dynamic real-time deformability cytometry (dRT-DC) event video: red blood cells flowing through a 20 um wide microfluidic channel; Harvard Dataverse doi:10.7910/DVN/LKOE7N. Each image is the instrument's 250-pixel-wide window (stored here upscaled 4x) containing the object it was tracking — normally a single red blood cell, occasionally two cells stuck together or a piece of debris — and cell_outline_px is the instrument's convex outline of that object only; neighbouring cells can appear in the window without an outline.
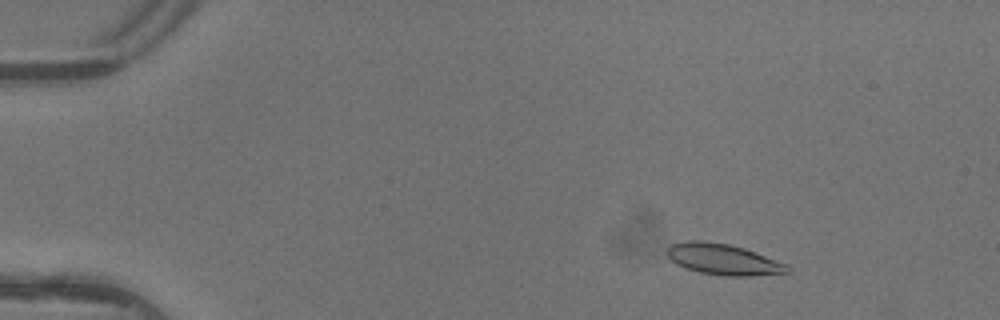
{"species": "common noctule bat (a hibernating species)", "species_latin": "Nyctalus noctula", "temperature_condition": "warm", "stored_images_in_passage": 6, "camera_frame_rate_fps": 3000, "um_per_image_px": 0.085, "animal": {"sex": "female"}, "frame": {"image": 1, "passage_image": 3, "time_ms": 0.667, "image_size_px": [1000, 320], "cell_outline_px": [[792, 272], [752, 276], [724, 276], [700, 272], [676, 264], [668, 256], [668, 248], [672, 244], [688, 240], [704, 240], [728, 244], [744, 248], [788, 264], [792, 268]], "centroid_in_image_um": [61.54, 22.05], "position_along_channel_um": 23.5, "area_um2": 21.73}}